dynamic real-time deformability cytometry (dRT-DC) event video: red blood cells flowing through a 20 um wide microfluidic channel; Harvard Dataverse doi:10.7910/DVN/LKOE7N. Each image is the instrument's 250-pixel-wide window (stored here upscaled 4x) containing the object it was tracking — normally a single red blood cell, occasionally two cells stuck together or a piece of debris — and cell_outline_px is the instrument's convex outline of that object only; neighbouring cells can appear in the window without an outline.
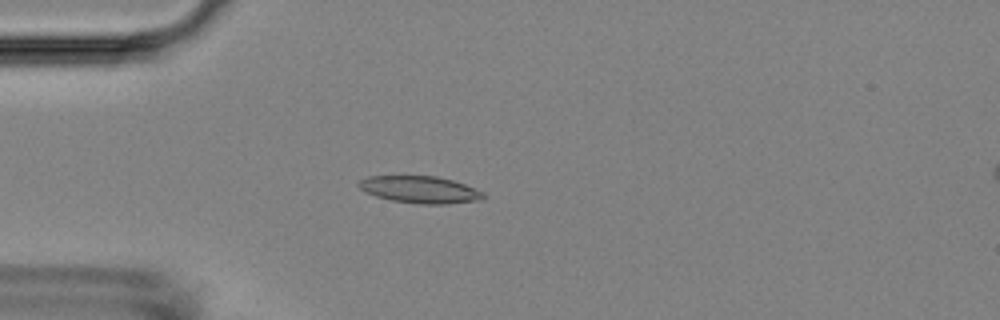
{"species": "Egyptian fruit bat (a non-hibernating species)", "species_latin": "Rousettus aegyptiacus", "temperature_condition": "room temperature", "stored_images_in_passage": 54, "camera_frame_rate_fps": 3000, "um_per_image_px": 0.085, "animal": {"sex": "female"}, "frame": {"image": 1, "passage_image": 15, "time_ms": 4.667, "image_size_px": [1000, 320], "cell_outline_px": [[484, 196], [480, 200], [448, 204], [420, 204], [392, 200], [376, 196], [364, 192], [356, 184], [360, 180], [368, 176], [436, 176], [452, 180], [464, 184], [484, 192]], "centroid_in_image_um": [35.68, 16.11], "position_along_channel_um": 49.3, "area_um2": 19.59}}
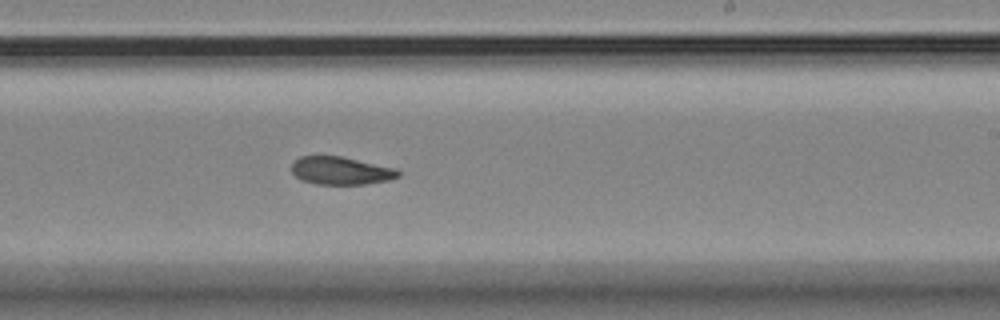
{"frame": {"image": 2, "passage_image": 33, "time_ms": 10.667, "image_size_px": [1000, 320], "cell_outline_px": [[400, 176], [388, 180], [364, 184], [316, 184], [300, 180], [292, 172], [292, 164], [300, 156], [340, 156], [396, 168], [400, 172]], "centroid_in_image_um": [28.97, 14.51], "position_along_channel_um": 260.0, "area_um2": 17.22}}
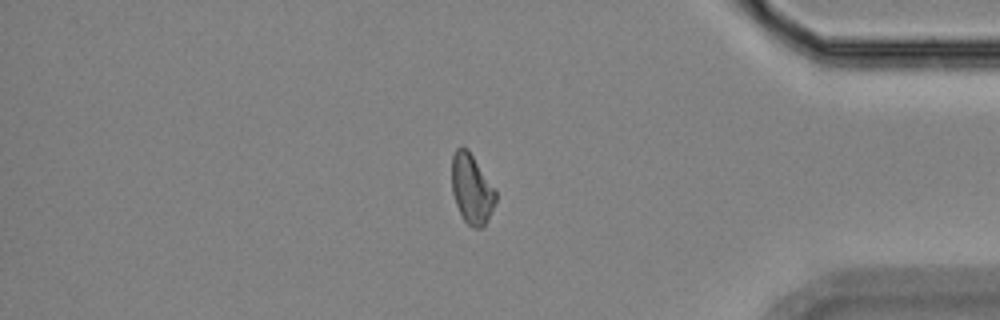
{"frame": {"image": 3, "passage_image": 46, "time_ms": 15.0, "image_size_px": [1000, 320], "cell_outline_px": [[496, 200], [484, 228], [472, 228], [464, 220], [456, 204], [452, 192], [452, 156], [456, 148], [468, 148], [496, 192]], "centroid_in_image_um": [40.08, 16.08], "position_along_channel_um": 395.1, "area_um2": 17.63}, "authors_computed_cell_mechanics": {"area_um2": 18.3515, "velocity_mm_per_s": 3.7053, "shape_relaxation_time_tau1_ms": null, "shape_relaxation_time_tau2_ms": 5.2646, "deformation_change_tau1": null, "deformation_change_tau2": 0.1223}}